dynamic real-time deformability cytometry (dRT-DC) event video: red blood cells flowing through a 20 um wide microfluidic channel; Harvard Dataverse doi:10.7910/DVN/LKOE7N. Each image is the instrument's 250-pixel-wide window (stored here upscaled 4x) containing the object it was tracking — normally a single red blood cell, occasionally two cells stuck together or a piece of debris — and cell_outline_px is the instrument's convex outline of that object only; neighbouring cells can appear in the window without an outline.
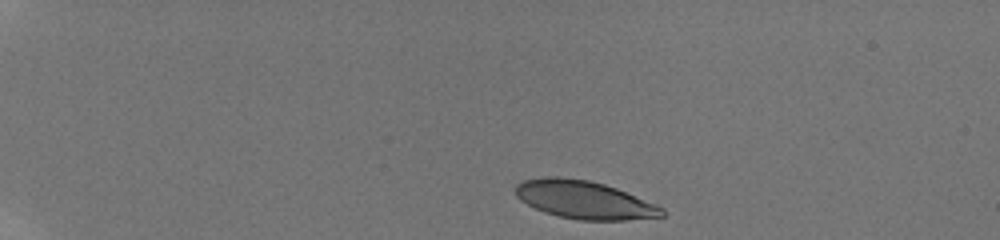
{"species": "human", "species_latin": "Homo sapiens", "temperature_condition": "room temperature", "stored_images_in_passage": 14, "camera_frame_rate_fps": 3000, "um_per_image_px": 0.085, "donor": {"sex": "male"}, "frame": {"image": 1, "passage_image": 1, "time_ms": 0.0, "image_size_px": [1000, 240], "cell_outline_px": [[664, 216], [624, 220], [580, 220], [560, 216], [544, 212], [520, 200], [516, 196], [516, 184], [524, 180], [548, 176], [556, 176], [588, 180], [604, 184], [616, 188], [664, 208]], "centroid_in_image_um": [49.64, 16.98], "position_along_channel_um": 35.4, "area_um2": 32.08}}
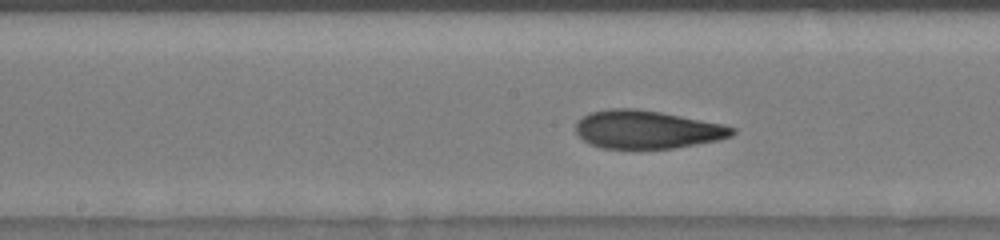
{"frame": {"image": 2, "passage_image": 11, "time_ms": 6.667, "image_size_px": [1000, 240], "cell_outline_px": [[736, 132], [732, 136], [720, 140], [672, 148], [604, 148], [588, 144], [576, 132], [576, 124], [588, 112], [608, 108], [636, 108], [660, 112], [724, 124], [736, 128]], "centroid_in_image_um": [55.01, 11.0], "position_along_channel_um": 193.2, "area_um2": 34.8}}
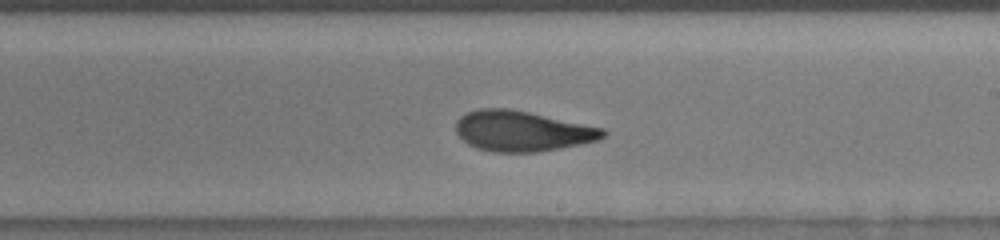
{"frame": {"image": 3, "passage_image": 13, "time_ms": 8.0, "image_size_px": [1000, 240], "cell_outline_px": [[608, 132], [600, 140], [540, 152], [492, 152], [476, 148], [468, 144], [456, 132], [456, 120], [460, 116], [468, 112], [480, 108], [508, 108], [528, 112], [604, 128]], "centroid_in_image_um": [44.38, 11.15], "position_along_channel_um": 244.6, "area_um2": 34.68}}